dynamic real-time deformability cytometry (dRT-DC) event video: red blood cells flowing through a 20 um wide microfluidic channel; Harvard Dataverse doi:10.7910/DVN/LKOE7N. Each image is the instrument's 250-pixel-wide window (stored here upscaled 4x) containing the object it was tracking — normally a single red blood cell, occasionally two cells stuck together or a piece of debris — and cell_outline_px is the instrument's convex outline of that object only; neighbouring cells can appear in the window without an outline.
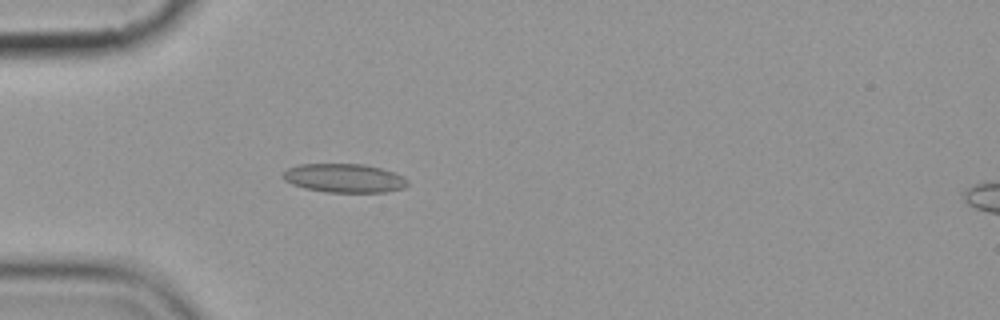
{"species": "common noctule bat (a hibernating species)", "species_latin": "Nyctalus noctula", "temperature_condition": "cold", "stored_images_in_passage": 2, "camera_frame_rate_fps": 3000, "um_per_image_px": 0.085, "animal": {"sex": "female", "body_mass_g": 19.9}, "frame": {"image": 1, "passage_image": 2, "time_ms": 1.0, "image_size_px": [1000, 320], "cell_outline_px": [[408, 184], [404, 188], [384, 192], [328, 192], [304, 188], [292, 184], [284, 180], [284, 172], [288, 168], [300, 164], [364, 164], [380, 168], [404, 176], [408, 180]], "centroid_in_image_um": [29.28, 15.14], "position_along_channel_um": 55.7, "area_um2": 20.81}}